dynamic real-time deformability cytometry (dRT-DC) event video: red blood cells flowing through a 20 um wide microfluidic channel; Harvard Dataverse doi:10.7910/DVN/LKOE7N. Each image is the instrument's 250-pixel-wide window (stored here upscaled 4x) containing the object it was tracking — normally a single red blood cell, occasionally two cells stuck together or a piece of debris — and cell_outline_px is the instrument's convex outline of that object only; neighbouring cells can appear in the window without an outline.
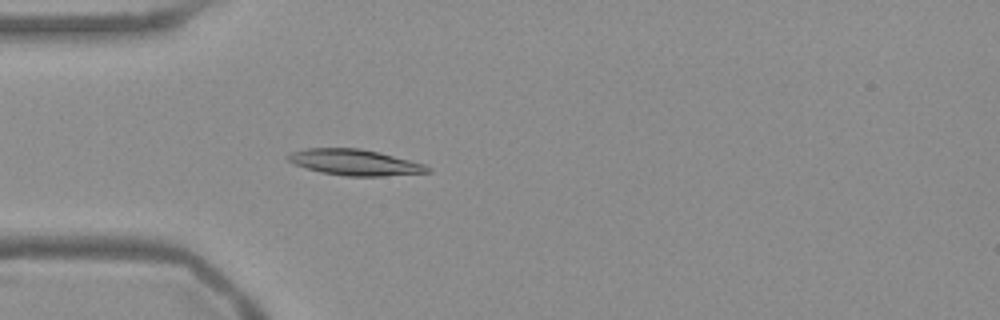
{"species": "Egyptian fruit bat (a non-hibernating species)", "species_latin": "Rousettus aegyptiacus", "temperature_condition": "warm", "stored_images_in_passage": 48, "camera_frame_rate_fps": 3000, "um_per_image_px": 0.085, "frame": {"image": 1, "passage_image": 10, "time_ms": 3.0, "image_size_px": [1000, 320], "cell_outline_px": [[432, 172], [384, 176], [344, 176], [320, 172], [292, 164], [284, 156], [292, 152], [308, 148], [360, 148], [424, 164], [432, 168]], "centroid_in_image_um": [30.12, 13.81], "position_along_channel_um": 54.9, "area_um2": 21.04}}
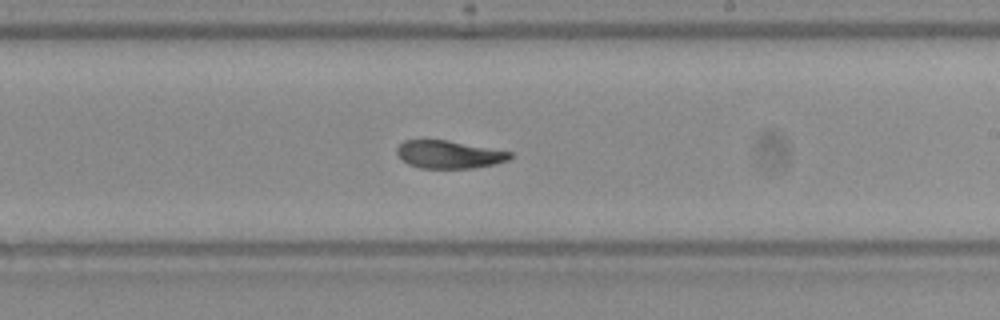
{"frame": {"image": 2, "passage_image": 26, "time_ms": 8.333, "image_size_px": [1000, 320], "cell_outline_px": [[512, 156], [508, 160], [496, 164], [472, 168], [420, 168], [408, 164], [400, 160], [396, 152], [396, 148], [404, 140], [448, 140], [512, 152]], "centroid_in_image_um": [38.14, 13.13], "position_along_channel_um": 250.9, "area_um2": 18.44}}
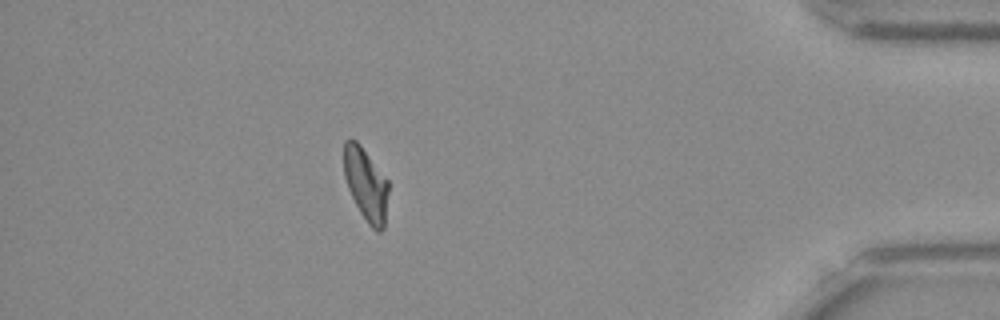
{"frame": {"image": 3, "passage_image": 42, "time_ms": 13.667, "image_size_px": [1000, 320], "cell_outline_px": [[388, 192], [384, 228], [380, 232], [376, 232], [368, 224], [360, 212], [348, 188], [344, 176], [344, 140], [356, 140], [360, 144], [388, 180]], "centroid_in_image_um": [31.11, 15.68], "position_along_channel_um": 404.1, "area_um2": 18.79}, "authors_computed_cell_mechanics": {"area_um2": 19.4786, "velocity_mm_per_s": 3.7785, "shape_relaxation_time_tau1_ms": 9.4947, "shape_relaxation_time_tau2_ms": 4.1386, "deformation_change_tau1": 0.2571, "deformation_change_tau2": 0.0946}}